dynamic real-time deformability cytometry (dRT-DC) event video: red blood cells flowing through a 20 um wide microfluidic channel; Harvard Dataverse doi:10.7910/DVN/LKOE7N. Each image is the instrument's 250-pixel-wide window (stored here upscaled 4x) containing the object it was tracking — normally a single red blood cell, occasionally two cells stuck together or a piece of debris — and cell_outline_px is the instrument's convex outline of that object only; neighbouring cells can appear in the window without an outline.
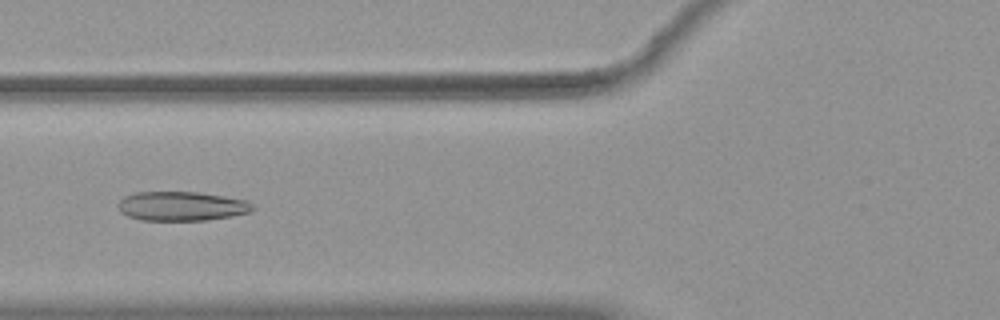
{"species": "common noctule bat (a hibernating species)", "species_latin": "Nyctalus noctula", "temperature_condition": "warm", "stored_images_in_passage": 39, "camera_frame_rate_fps": 3000, "um_per_image_px": 0.085, "animal": {"sex": "female", "body_mass_g": 19.9}, "frame": {"image": 1, "passage_image": 6, "time_ms": 1.667, "image_size_px": [1000, 320], "cell_outline_px": [[256, 208], [252, 212], [232, 216], [208, 220], [140, 220], [128, 216], [120, 212], [116, 204], [124, 196], [136, 192], [196, 192], [224, 196], [248, 200]], "centroid_in_image_um": [15.45, 17.52], "position_along_channel_um": 110.3, "area_um2": 23.18}}
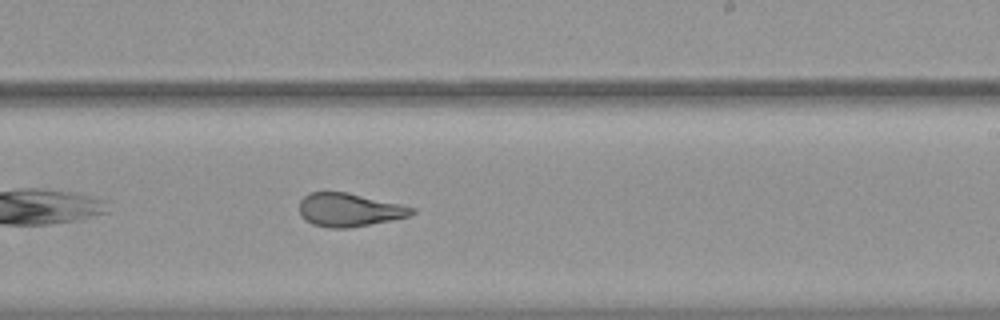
{"frame": {"image": 2, "passage_image": 18, "time_ms": 5.667, "image_size_px": [1000, 320], "cell_outline_px": [[416, 212], [412, 216], [392, 220], [348, 228], [328, 228], [312, 224], [304, 220], [300, 216], [300, 200], [308, 192], [344, 192], [400, 204], [416, 208]], "centroid_in_image_um": [29.68, 17.85], "position_along_channel_um": 259.3, "area_um2": 21.91}}
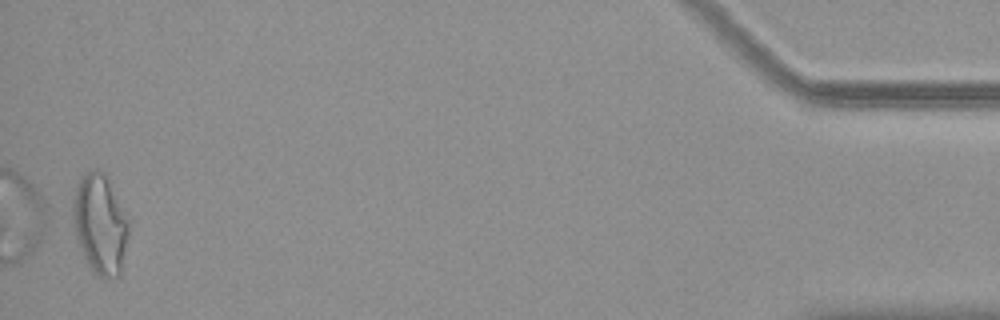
{"frame": {"image": 3, "passage_image": 38, "time_ms": 12.333, "image_size_px": [1000, 320], "cell_outline_px": [[128, 236], [120, 276], [108, 280], [104, 280], [96, 276], [92, 272], [80, 248], [76, 236], [72, 216], [72, 200], [80, 176], [84, 172], [92, 168], [96, 168], [104, 172], [128, 220]], "centroid_in_image_um": [8.48, 19.08], "position_along_channel_um": 426.7, "area_um2": 32.66}, "authors_computed_cell_mechanics": {"area_um2": 23.1778, "velocity_mm_per_s": 3.731, "shape_relaxation_time_tau1_ms": null, "shape_relaxation_time_tau2_ms": 1.371, "deformation_change_tau1": null, "deformation_change_tau2": 0.0945}}